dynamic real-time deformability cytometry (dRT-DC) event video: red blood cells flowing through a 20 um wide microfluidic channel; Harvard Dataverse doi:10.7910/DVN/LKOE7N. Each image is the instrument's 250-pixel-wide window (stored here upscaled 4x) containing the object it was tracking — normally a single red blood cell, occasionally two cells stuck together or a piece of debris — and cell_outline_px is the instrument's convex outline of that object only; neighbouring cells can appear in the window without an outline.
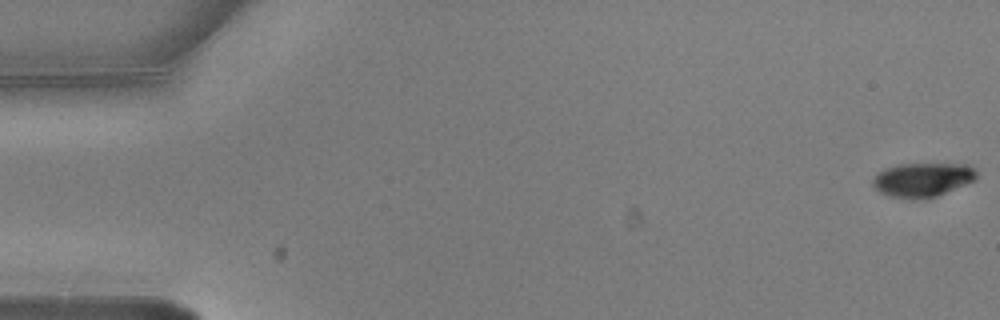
{"species": "common noctule bat (a hibernating species)", "species_latin": "Nyctalus noctula", "temperature_condition": "warm", "stored_images_in_passage": 6, "camera_frame_rate_fps": 3000, "um_per_image_px": 0.085, "animal": {"sex": "male", "body_mass_g": 20.5, "forearm_length_mm": 52.5}, "frame": {"image": 1, "passage_image": 1, "time_ms": 0.0, "image_size_px": [1000, 320], "cell_outline_px": [[976, 180], [936, 196], [920, 200], [908, 200], [888, 196], [880, 192], [872, 184], [872, 180], [884, 168], [896, 164], [968, 164], [976, 168]], "centroid_in_image_um": [78.42, 15.29], "position_along_channel_um": 6.6, "area_um2": 20.87}}
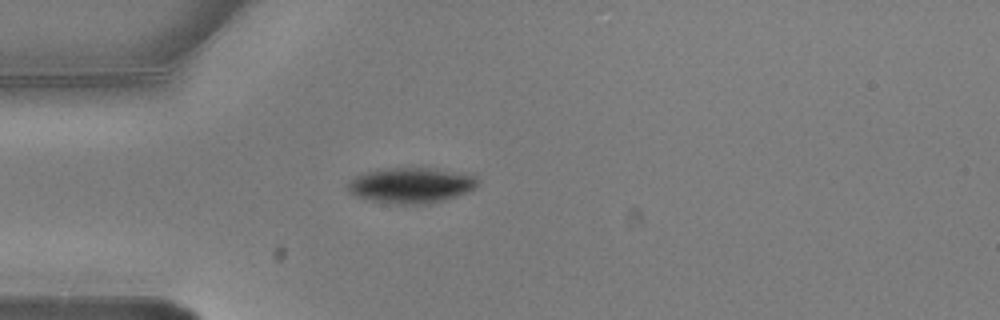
{"frame": {"image": 2, "passage_image": 5, "time_ms": 1.333, "image_size_px": [1000, 320], "cell_outline_px": [[480, 184], [476, 188], [468, 192], [432, 204], [396, 204], [368, 200], [356, 196], [348, 192], [344, 184], [348, 180], [364, 172], [384, 168], [428, 168], [472, 172], [480, 180]], "centroid_in_image_um": [34.98, 15.74], "position_along_channel_um": 50.0, "area_um2": 27.8}}